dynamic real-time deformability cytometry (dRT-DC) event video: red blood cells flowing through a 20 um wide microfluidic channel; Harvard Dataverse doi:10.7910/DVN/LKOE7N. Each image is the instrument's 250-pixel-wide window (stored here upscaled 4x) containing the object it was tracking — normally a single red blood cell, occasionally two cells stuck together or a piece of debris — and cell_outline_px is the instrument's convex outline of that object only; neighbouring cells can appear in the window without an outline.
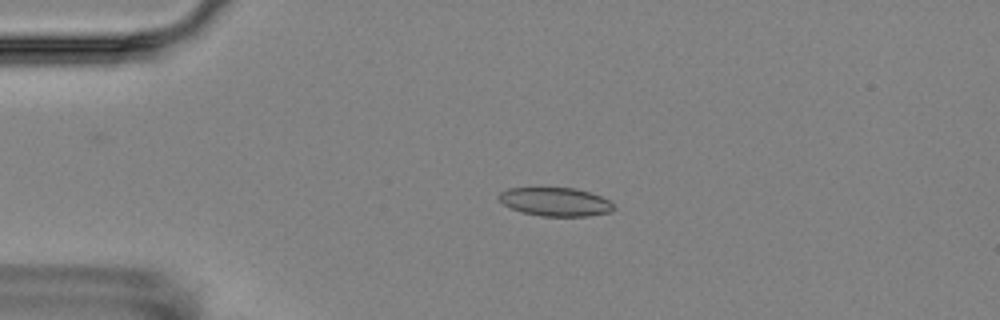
{"species": "Egyptian fruit bat (a non-hibernating species)", "species_latin": "Rousettus aegyptiacus", "temperature_condition": "room temperature", "stored_images_in_passage": 3, "camera_frame_rate_fps": 3000, "um_per_image_px": 0.085, "animal": {"sex": "female"}, "frame": {"image": 1, "passage_image": 2, "time_ms": 1.0, "image_size_px": [1000, 320], "cell_outline_px": [[616, 208], [608, 212], [588, 216], [540, 216], [520, 212], [504, 204], [496, 196], [500, 192], [508, 188], [576, 188], [600, 196], [608, 200]], "centroid_in_image_um": [47.18, 17.15], "position_along_channel_um": 37.8, "area_um2": 19.02}}